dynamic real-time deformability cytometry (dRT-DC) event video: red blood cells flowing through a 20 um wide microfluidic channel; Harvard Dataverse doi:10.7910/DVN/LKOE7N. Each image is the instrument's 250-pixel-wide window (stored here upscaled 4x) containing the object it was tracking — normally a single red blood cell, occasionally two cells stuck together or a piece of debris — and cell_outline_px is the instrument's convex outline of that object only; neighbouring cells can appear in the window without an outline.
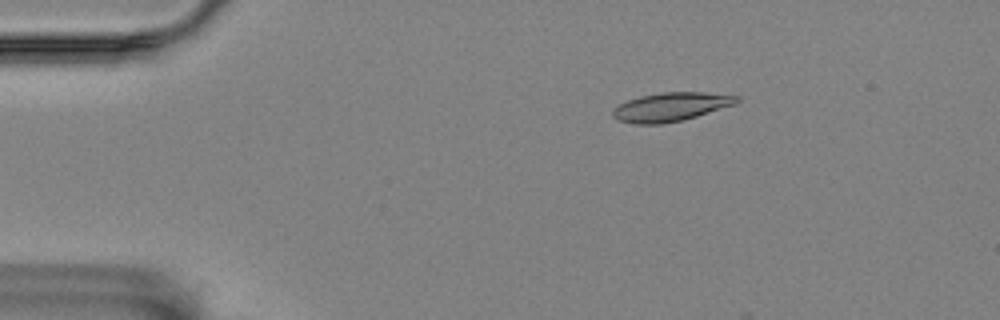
{"species": "Egyptian fruit bat (a non-hibernating species)", "species_latin": "Rousettus aegyptiacus", "temperature_condition": "room temperature", "stored_images_in_passage": 4, "camera_frame_rate_fps": 3000, "um_per_image_px": 0.085, "animal": {"sex": "female"}, "frame": {"image": 1, "passage_image": 2, "time_ms": 0.333, "image_size_px": [1000, 320], "cell_outline_px": [[740, 100], [736, 104], [684, 120], [660, 124], [636, 124], [620, 120], [612, 116], [612, 112], [620, 104], [628, 100], [640, 96], [660, 92], [704, 92], [740, 96]], "centroid_in_image_um": [57.06, 9.08], "position_along_channel_um": 27.9, "area_um2": 20.69}}
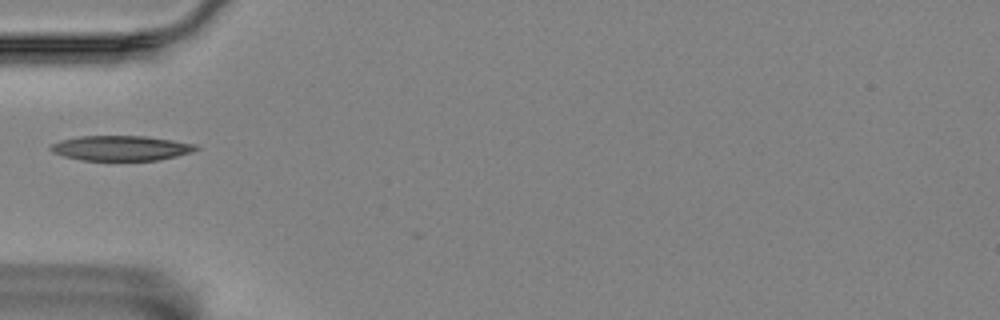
{"frame": {"image": 2, "passage_image": 4, "time_ms": 1.0, "image_size_px": [1000, 320], "cell_outline_px": [[200, 148], [192, 152], [160, 160], [80, 160], [64, 156], [52, 152], [48, 148], [52, 144], [60, 140], [80, 136], [144, 136], [172, 140], [196, 144]], "centroid_in_image_um": [10.28, 12.59], "position_along_channel_um": 74.7, "area_um2": 21.15}}